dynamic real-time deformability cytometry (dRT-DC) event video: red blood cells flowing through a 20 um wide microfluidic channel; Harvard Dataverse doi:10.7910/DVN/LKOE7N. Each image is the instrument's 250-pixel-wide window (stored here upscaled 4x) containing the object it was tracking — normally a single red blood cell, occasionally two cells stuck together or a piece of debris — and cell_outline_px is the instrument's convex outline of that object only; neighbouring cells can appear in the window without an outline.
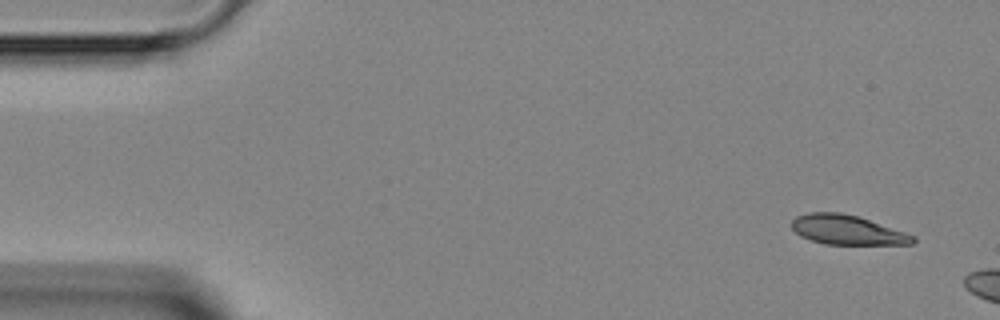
{"species": "Egyptian fruit bat (a non-hibernating species)", "species_latin": "Rousettus aegyptiacus", "temperature_condition": "room temperature", "stored_images_in_passage": 3, "camera_frame_rate_fps": 3000, "um_per_image_px": 0.085, "animal": {"sex": "female"}, "frame": {"image": 1, "passage_image": 1, "time_ms": 0.0, "image_size_px": [1000, 320], "cell_outline_px": [[916, 240], [912, 244], [824, 244], [800, 236], [792, 228], [792, 220], [796, 216], [808, 212], [840, 212], [860, 216], [916, 236]], "centroid_in_image_um": [72.02, 19.53], "position_along_channel_um": 13.0, "area_um2": 20.92}}